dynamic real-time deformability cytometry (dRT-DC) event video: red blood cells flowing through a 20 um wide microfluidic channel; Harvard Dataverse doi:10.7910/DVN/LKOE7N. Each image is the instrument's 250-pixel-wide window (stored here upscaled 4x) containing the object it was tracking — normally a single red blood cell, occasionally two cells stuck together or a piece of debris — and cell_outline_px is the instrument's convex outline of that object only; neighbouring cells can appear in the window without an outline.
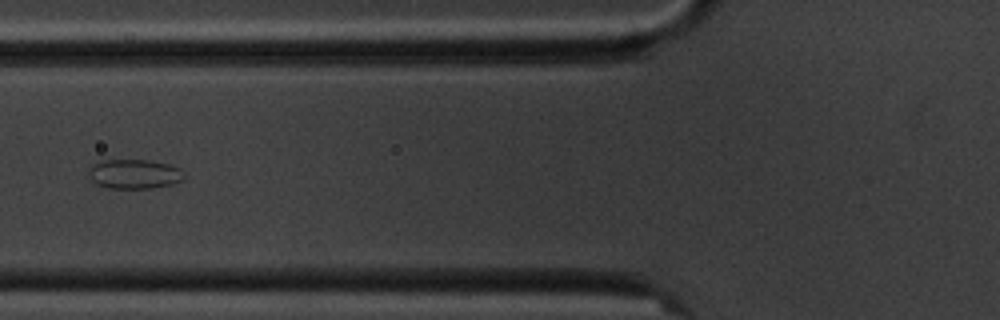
{"species": "common noctule bat (a hibernating species)", "species_latin": "Nyctalus noctula", "temperature_condition": "cold", "stored_images_in_passage": 14, "camera_frame_rate_fps": 3000, "um_per_image_px": 0.085, "animal": {"sex": "male", "body_mass_g": 20.1, "forearm_length_mm": 53.5}, "frame": {"image": 1, "passage_image": 5, "time_ms": 5.667, "image_size_px": [1000, 320], "cell_outline_px": [[184, 180], [172, 184], [152, 188], [108, 188], [96, 184], [88, 176], [88, 168], [92, 164], [104, 160], [148, 160], [168, 164], [180, 168], [184, 172]], "centroid_in_image_um": [11.41, 14.79], "position_along_channel_um": 114.4, "area_um2": 16.53}}
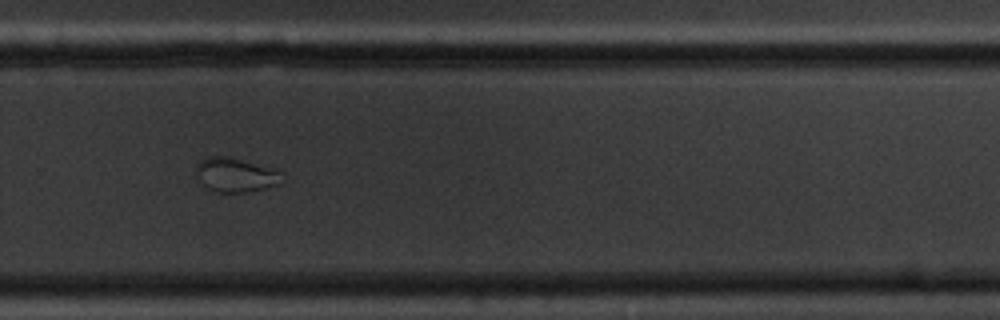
{"frame": {"image": 2, "passage_image": 10, "time_ms": 11.333, "image_size_px": [1000, 320], "cell_outline_px": [[284, 184], [248, 192], [216, 192], [208, 188], [204, 184], [196, 172], [196, 164], [200, 160], [208, 156], [232, 156], [280, 172], [284, 180]], "centroid_in_image_um": [20.05, 14.87], "position_along_channel_um": 309.7, "area_um2": 17.11}}